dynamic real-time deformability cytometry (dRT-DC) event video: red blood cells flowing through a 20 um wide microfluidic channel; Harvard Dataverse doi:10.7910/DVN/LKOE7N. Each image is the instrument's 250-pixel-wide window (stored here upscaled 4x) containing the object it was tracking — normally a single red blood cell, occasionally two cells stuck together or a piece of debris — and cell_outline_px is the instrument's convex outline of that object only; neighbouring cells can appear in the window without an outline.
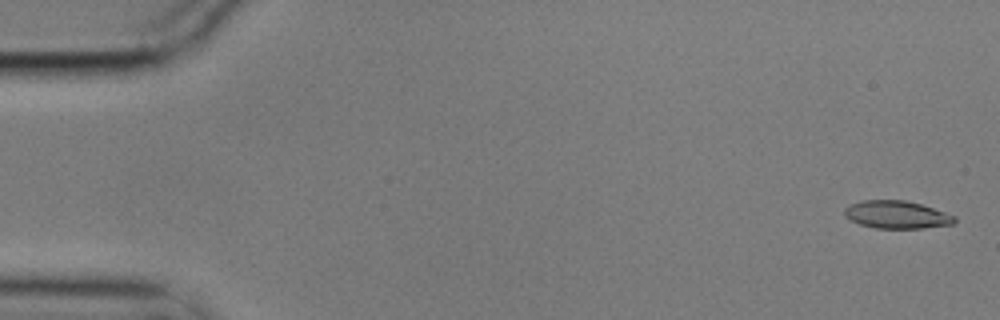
{"species": "common noctule bat (a hibernating species)", "species_latin": "Nyctalus noctula", "temperature_condition": "cold", "stored_images_in_passage": 42, "camera_frame_rate_fps": 3000, "um_per_image_px": 0.085, "animal": {"sex": "male", "body_mass_g": 17.9}, "frame": {"image": 1, "passage_image": 2, "time_ms": 0.333, "image_size_px": [1000, 320], "cell_outline_px": [[956, 220], [952, 224], [924, 228], [876, 228], [860, 224], [844, 216], [844, 208], [848, 204], [860, 200], [904, 200], [920, 204], [956, 216]], "centroid_in_image_um": [76.18, 18.24], "position_along_channel_um": 8.8, "area_um2": 17.74}}
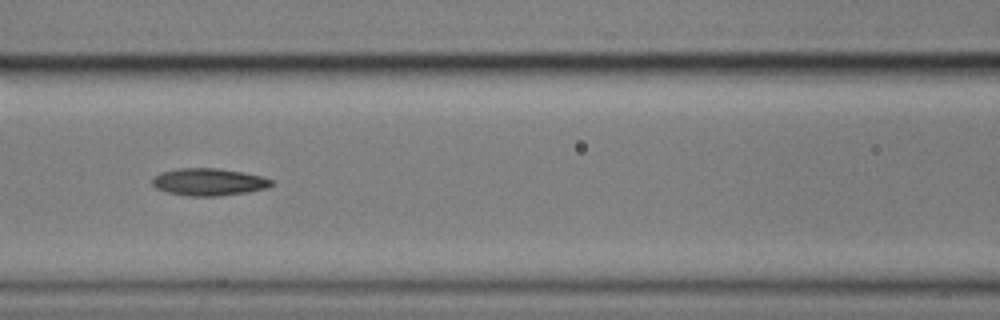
{"frame": {"image": 2, "passage_image": 25, "time_ms": 8.0, "image_size_px": [1000, 320], "cell_outline_px": [[276, 184], [268, 188], [248, 192], [220, 196], [188, 196], [168, 192], [156, 188], [152, 184], [152, 176], [160, 172], [176, 168], [216, 168], [244, 172], [260, 176], [272, 180]], "centroid_in_image_um": [17.75, 15.46], "position_along_channel_um": 148.9, "area_um2": 19.19}}
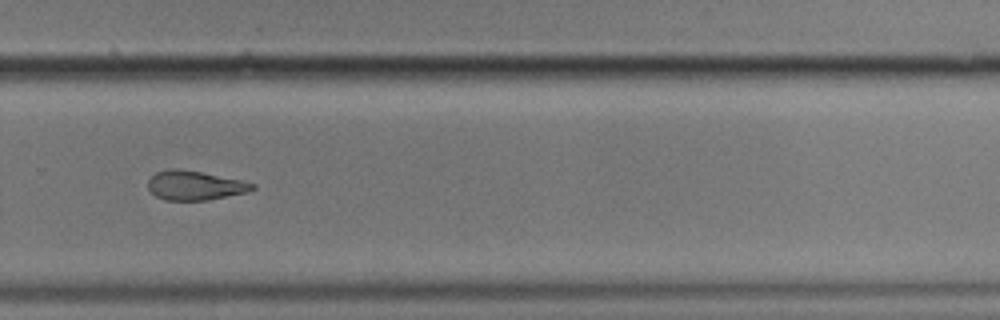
{"frame": {"image": 3, "passage_image": 39, "time_ms": 12.667, "image_size_px": [1000, 320], "cell_outline_px": [[256, 188], [248, 192], [208, 200], [164, 200], [156, 196], [148, 188], [148, 180], [156, 172], [172, 168], [176, 168], [200, 172], [240, 180], [256, 184]], "centroid_in_image_um": [16.56, 15.77], "position_along_channel_um": 313.2, "area_um2": 17.69}}